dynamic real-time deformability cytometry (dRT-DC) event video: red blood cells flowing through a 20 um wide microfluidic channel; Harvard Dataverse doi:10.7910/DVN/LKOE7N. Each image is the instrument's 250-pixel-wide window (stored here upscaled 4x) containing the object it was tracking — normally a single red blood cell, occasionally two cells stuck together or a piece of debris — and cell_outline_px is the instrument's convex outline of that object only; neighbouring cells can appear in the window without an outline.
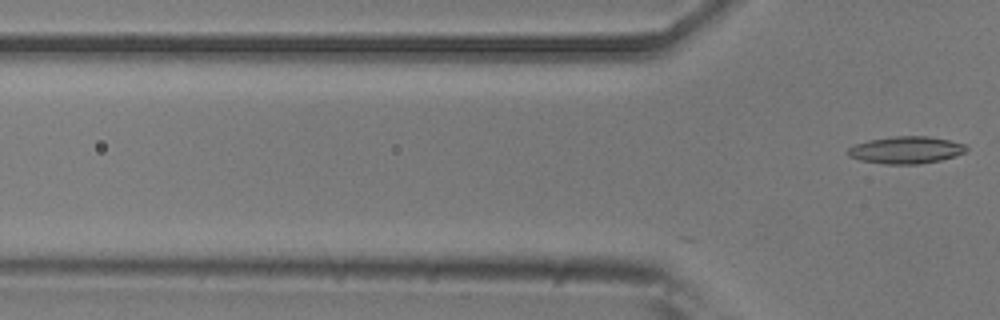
{"species": "common noctule bat (a hibernating species)", "species_latin": "Nyctalus noctula", "temperature_condition": "room temperature", "stored_images_in_passage": 14, "camera_frame_rate_fps": 3000, "um_per_image_px": 0.085, "animal": {"sex": "male", "body_mass_g": 20.5, "forearm_length_mm": 52.5}, "frame": {"image": 1, "passage_image": 14, "time_ms": 4.333, "image_size_px": [1000, 320], "cell_outline_px": [[968, 152], [956, 156], [940, 160], [920, 164], [884, 164], [860, 160], [848, 156], [848, 148], [856, 144], [868, 140], [892, 136], [928, 136], [948, 140], [964, 144], [968, 148]], "centroid_in_image_um": [77.03, 12.75], "position_along_channel_um": 48.8, "area_um2": 18.84}}